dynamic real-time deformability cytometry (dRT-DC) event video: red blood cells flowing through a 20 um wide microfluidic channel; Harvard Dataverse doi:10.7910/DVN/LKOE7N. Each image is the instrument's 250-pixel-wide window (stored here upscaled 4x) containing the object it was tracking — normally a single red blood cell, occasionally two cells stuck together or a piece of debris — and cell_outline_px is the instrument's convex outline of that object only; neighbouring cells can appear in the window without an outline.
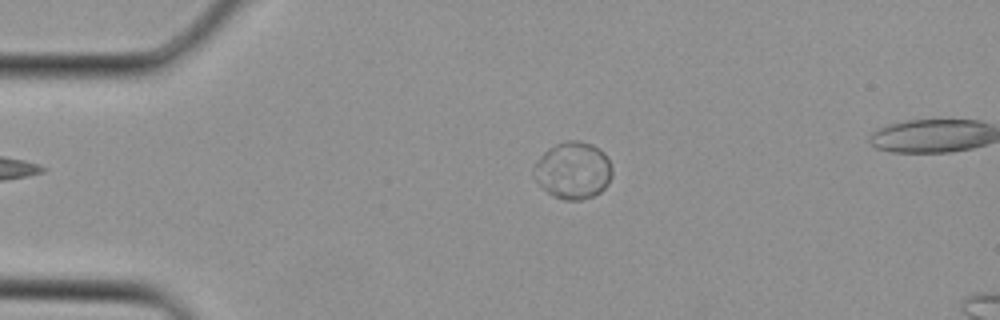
{"species": "Egyptian fruit bat (a non-hibernating species)", "species_latin": "Rousettus aegyptiacus", "temperature_condition": "cold", "stored_images_in_passage": 2, "camera_frame_rate_fps": 3000, "um_per_image_px": 0.085, "animal": {"sex": "female"}, "frame": {"image": 1, "passage_image": 1, "time_ms": 0.0, "image_size_px": [1000, 320], "cell_outline_px": [[612, 176], [608, 184], [600, 192], [592, 196], [580, 200], [564, 200], [552, 196], [532, 176], [536, 160], [548, 148], [556, 144], [568, 140], [580, 140], [592, 144], [600, 148], [604, 152], [612, 168]], "centroid_in_image_um": [48.71, 14.47], "position_along_channel_um": 36.3, "area_um2": 26.18}}